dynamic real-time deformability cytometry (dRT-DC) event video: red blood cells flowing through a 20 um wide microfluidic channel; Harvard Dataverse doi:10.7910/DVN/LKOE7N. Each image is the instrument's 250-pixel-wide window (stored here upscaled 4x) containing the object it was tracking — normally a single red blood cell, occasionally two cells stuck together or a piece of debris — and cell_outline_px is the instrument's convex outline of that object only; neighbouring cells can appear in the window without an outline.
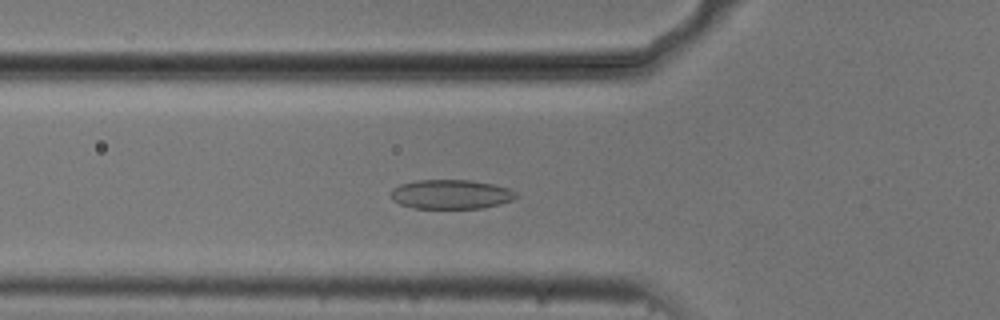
{"species": "common noctule bat (a hibernating species)", "species_latin": "Nyctalus noctula", "temperature_condition": "cold", "stored_images_in_passage": 53, "camera_frame_rate_fps": 3000, "um_per_image_px": 0.085, "animal": {"sex": "male", "body_mass_g": 20.5, "forearm_length_mm": 52.5}, "frame": {"image": 1, "passage_image": 18, "time_ms": 5.667, "image_size_px": [1000, 320], "cell_outline_px": [[516, 196], [512, 200], [500, 204], [480, 208], [416, 208], [400, 204], [392, 200], [392, 188], [400, 184], [416, 180], [472, 180], [492, 184], [508, 188], [516, 192]], "centroid_in_image_um": [38.32, 16.51], "position_along_channel_um": 87.5, "area_um2": 21.27}}
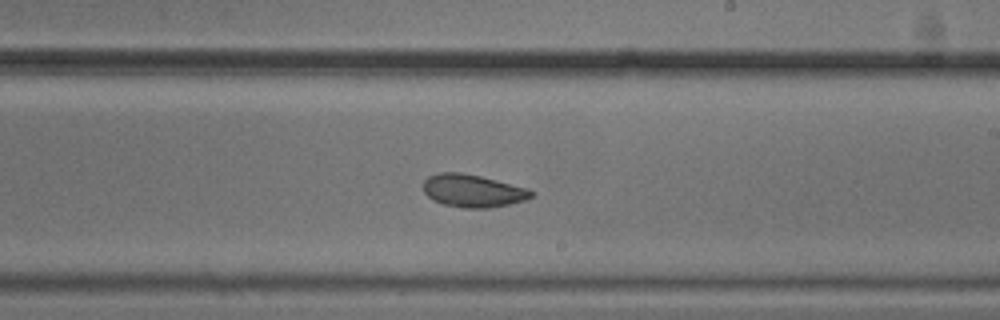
{"frame": {"image": 2, "passage_image": 31, "time_ms": 10.0, "image_size_px": [1000, 320], "cell_outline_px": [[536, 192], [532, 196], [524, 200], [508, 204], [488, 208], [464, 208], [444, 204], [432, 200], [424, 192], [424, 180], [428, 176], [436, 172], [460, 172], [480, 176], [528, 188]], "centroid_in_image_um": [40.17, 16.21], "position_along_channel_um": 248.8, "area_um2": 20.58}}
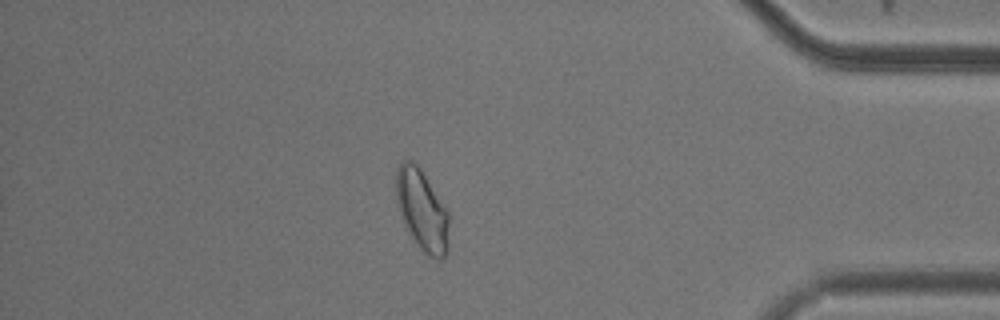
{"frame": {"image": 3, "passage_image": 46, "time_ms": 15.0, "image_size_px": [1000, 320], "cell_outline_px": [[448, 248], [444, 256], [440, 260], [436, 260], [428, 256], [416, 244], [408, 232], [404, 224], [396, 200], [396, 168], [404, 160], [412, 160], [420, 168], [448, 212]], "centroid_in_image_um": [35.86, 17.88], "position_along_channel_um": 399.3, "area_um2": 24.8}, "authors_computed_cell_mechanics": {"area_um2": 21.7328, "velocity_mm_per_s": 3.7106, "shape_relaxation_time_tau1_ms": 6.9882, "shape_relaxation_time_tau2_ms": 3.1381, "deformation_change_tau1": 0.1186, "deformation_change_tau2": 0.0818}}